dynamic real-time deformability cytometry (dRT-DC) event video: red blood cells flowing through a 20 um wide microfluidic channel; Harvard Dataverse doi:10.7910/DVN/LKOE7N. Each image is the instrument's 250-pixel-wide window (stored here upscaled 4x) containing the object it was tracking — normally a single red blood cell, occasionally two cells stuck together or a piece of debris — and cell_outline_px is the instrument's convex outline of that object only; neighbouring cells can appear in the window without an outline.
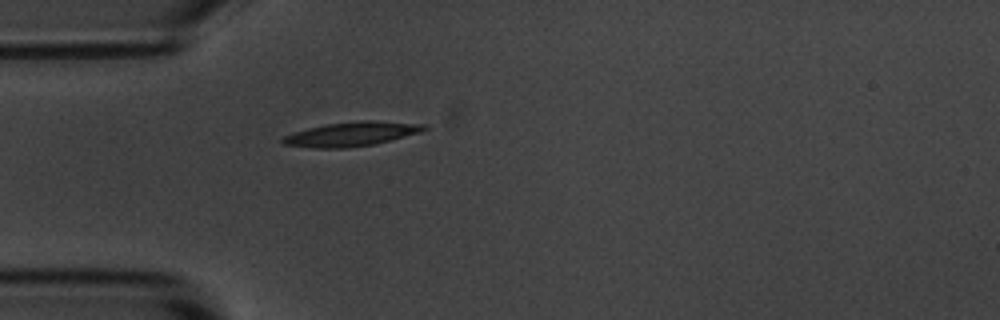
{"species": "common noctule bat (a hibernating species)", "species_latin": "Nyctalus noctula", "temperature_condition": "room temperature", "stored_images_in_passage": 41, "camera_frame_rate_fps": 3000, "um_per_image_px": 0.085, "animal": {"sex": "male", "body_mass_g": 20.1, "forearm_length_mm": 53.5}, "frame": {"image": 1, "passage_image": 1, "time_ms": 0.0, "image_size_px": [1000, 320], "cell_outline_px": [[428, 128], [420, 132], [376, 144], [344, 148], [316, 148], [284, 144], [280, 140], [284, 136], [292, 132], [308, 128], [328, 124], [364, 120], [372, 120], [424, 124]], "centroid_in_image_um": [29.87, 11.39], "position_along_channel_um": 55.1, "area_um2": 19.83}}
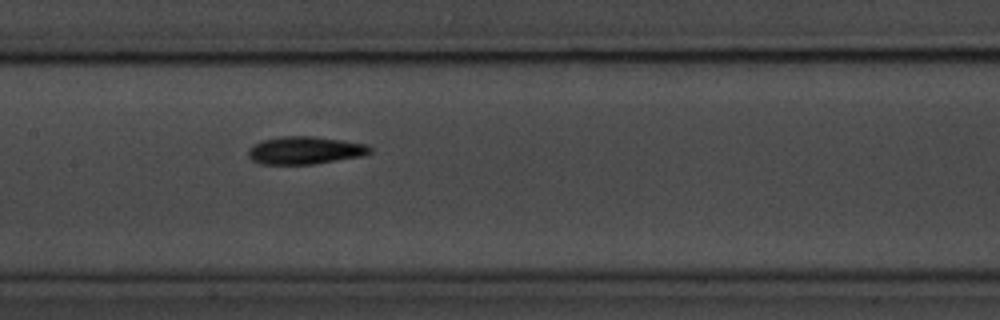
{"frame": {"image": 2, "passage_image": 12, "time_ms": 3.667, "image_size_px": [1000, 320], "cell_outline_px": [[372, 152], [364, 156], [312, 164], [260, 164], [252, 160], [248, 156], [248, 148], [252, 144], [264, 140], [280, 136], [312, 136], [340, 140], [364, 144], [372, 148]], "centroid_in_image_um": [25.9, 12.78], "position_along_channel_um": 181.5, "area_um2": 19.65}}
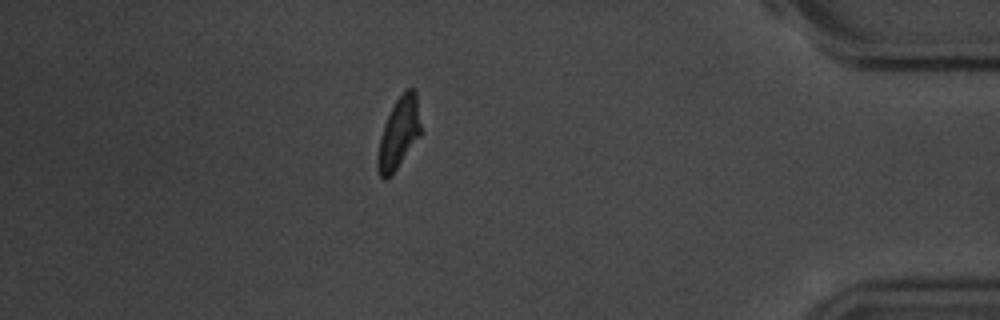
{"frame": {"image": 3, "passage_image": 34, "time_ms": 11.0, "image_size_px": [1000, 320], "cell_outline_px": [[420, 136], [396, 168], [384, 180], [380, 176], [376, 164], [376, 156], [380, 136], [384, 124], [396, 100], [404, 88], [412, 88], [416, 92], [420, 124]], "centroid_in_image_um": [33.87, 11.29], "position_along_channel_um": 401.3, "area_um2": 17.57}, "authors_computed_cell_mechanics": {"area_um2": 18.6694, "velocity_mm_per_s": 3.5675, "shape_relaxation_time_tau1_ms": 2.7387, "shape_relaxation_time_tau2_ms": 3.7701, "deformation_change_tau1": 0.1754, "deformation_change_tau2": 0.115}}